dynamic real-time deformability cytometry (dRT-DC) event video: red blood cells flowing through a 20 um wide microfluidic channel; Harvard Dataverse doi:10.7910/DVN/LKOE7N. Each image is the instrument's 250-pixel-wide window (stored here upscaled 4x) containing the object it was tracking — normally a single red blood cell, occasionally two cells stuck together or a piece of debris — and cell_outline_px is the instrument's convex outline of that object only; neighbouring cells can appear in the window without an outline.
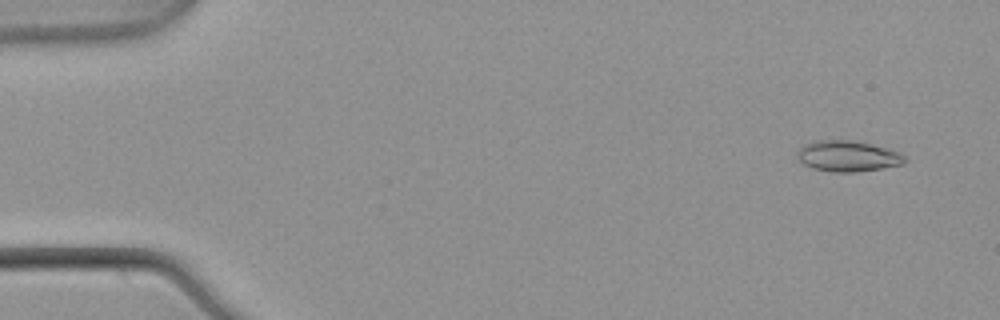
{"species": "common noctule bat (a hibernating species)", "species_latin": "Nyctalus noctula", "temperature_condition": "warm", "stored_images_in_passage": 53, "camera_frame_rate_fps": 3000, "um_per_image_px": 0.085, "animal": {"sex": "male", "body_mass_g": 21.5, "forearm_length_mm": 52.0}, "frame": {"image": 1, "passage_image": 4, "time_ms": 1.0, "image_size_px": [1000, 320], "cell_outline_px": [[908, 160], [904, 164], [884, 168], [856, 172], [832, 172], [812, 168], [796, 160], [796, 152], [804, 144], [816, 140], [848, 140], [868, 144], [900, 152]], "centroid_in_image_um": [72.03, 13.28], "position_along_channel_um": 13.0, "area_um2": 19.42}}
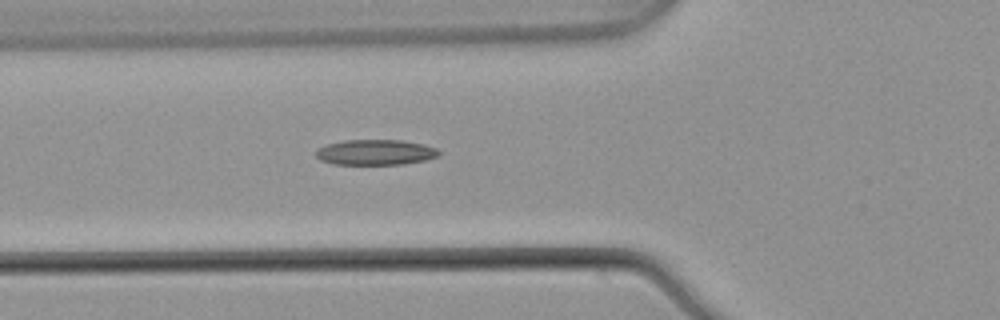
{"frame": {"image": 2, "passage_image": 20, "time_ms": 6.333, "image_size_px": [1000, 320], "cell_outline_px": [[440, 156], [424, 160], [404, 164], [332, 164], [320, 160], [316, 156], [316, 152], [320, 148], [328, 144], [344, 140], [404, 140], [424, 144], [436, 148], [440, 152]], "centroid_in_image_um": [31.95, 12.94], "position_along_channel_um": 93.9, "area_um2": 18.21}}
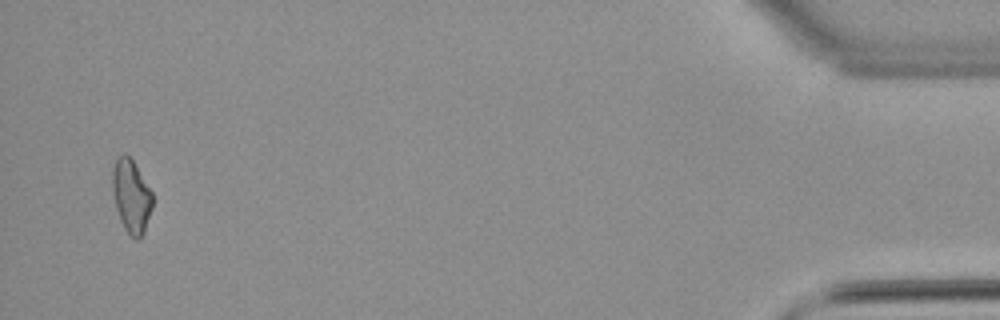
{"frame": {"image": 3, "passage_image": 52, "time_ms": 17.0, "image_size_px": [1000, 320], "cell_outline_px": [[152, 208], [144, 232], [136, 240], [124, 228], [120, 220], [116, 208], [112, 188], [112, 168], [116, 160], [124, 152], [132, 160], [152, 192]], "centroid_in_image_um": [11.15, 16.67], "position_along_channel_um": 424.1, "area_um2": 16.82}}